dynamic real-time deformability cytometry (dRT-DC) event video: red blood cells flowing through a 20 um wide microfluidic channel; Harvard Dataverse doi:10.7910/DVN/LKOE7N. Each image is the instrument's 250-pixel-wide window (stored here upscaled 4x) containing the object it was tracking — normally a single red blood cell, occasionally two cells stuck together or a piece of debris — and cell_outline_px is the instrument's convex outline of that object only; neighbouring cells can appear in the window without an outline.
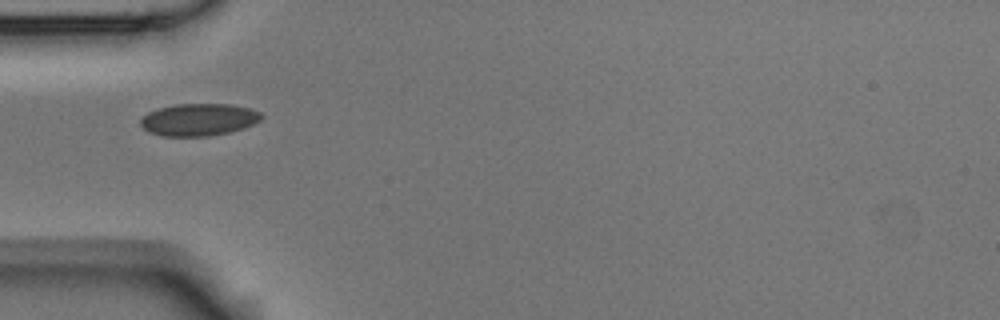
{"species": "Egyptian fruit bat (a non-hibernating species)", "species_latin": "Rousettus aegyptiacus", "temperature_condition": "room temperature", "stored_images_in_passage": 2, "camera_frame_rate_fps": 3000, "um_per_image_px": 0.085, "animal": {"sex": "male"}, "frame": {"image": 1, "passage_image": 1, "time_ms": 0.0, "image_size_px": [1000, 320], "cell_outline_px": [[264, 116], [260, 120], [252, 124], [228, 132], [208, 136], [160, 136], [148, 132], [140, 124], [140, 120], [148, 112], [160, 108], [176, 104], [232, 104], [248, 108], [260, 112]], "centroid_in_image_um": [16.87, 10.17], "position_along_channel_um": 68.1, "area_um2": 22.54}}
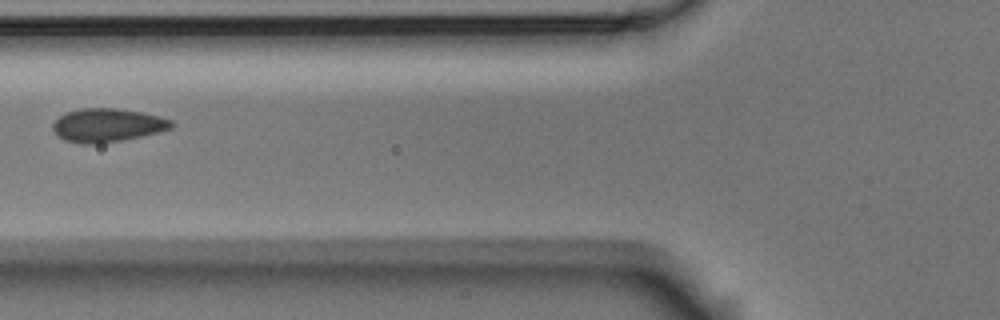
{"frame": {"image": 2, "passage_image": 2, "time_ms": 1.333, "image_size_px": [1000, 320], "cell_outline_px": [[172, 128], [140, 136], [120, 140], [88, 144], [80, 144], [64, 140], [52, 128], [52, 124], [60, 116], [68, 112], [80, 108], [116, 108], [140, 112], [160, 116], [172, 120]], "centroid_in_image_um": [9.11, 10.63], "position_along_channel_um": 116.7, "area_um2": 22.72}}